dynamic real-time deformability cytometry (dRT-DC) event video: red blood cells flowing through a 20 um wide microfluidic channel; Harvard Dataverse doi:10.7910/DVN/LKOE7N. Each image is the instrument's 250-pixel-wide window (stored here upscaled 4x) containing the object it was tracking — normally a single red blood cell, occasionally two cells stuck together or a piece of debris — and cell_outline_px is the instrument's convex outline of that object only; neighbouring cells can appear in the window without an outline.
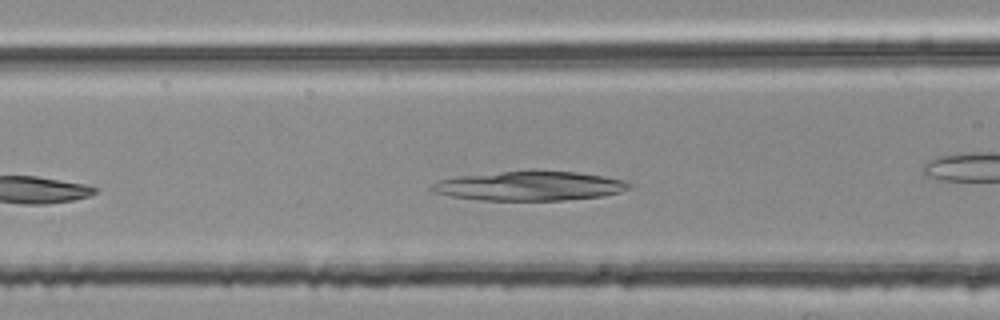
{"species": "common noctule bat (a hibernating species)", "species_latin": "Nyctalus noctula", "temperature_condition": "room temperature", "stored_images_in_passage": 30, "segment_of_instrument_passage": [1, 2], "camera_frame_rate_fps": 3000, "um_per_image_px": 0.085, "animal": {"sex": "female", "body_mass_g": 25.1}, "frame": {"image": 1, "passage_image": 5, "time_ms": 1.333, "image_size_px": [1000, 320], "cell_outline_px": [[632, 184], [628, 188], [620, 192], [604, 196], [560, 200], [476, 200], [452, 196], [436, 192], [428, 188], [432, 184], [440, 180], [456, 176], [528, 168], [532, 168], [576, 172], [604, 176], [624, 180]], "centroid_in_image_um": [45.01, 15.76], "position_along_channel_um": 121.6, "area_um2": 34.56}}